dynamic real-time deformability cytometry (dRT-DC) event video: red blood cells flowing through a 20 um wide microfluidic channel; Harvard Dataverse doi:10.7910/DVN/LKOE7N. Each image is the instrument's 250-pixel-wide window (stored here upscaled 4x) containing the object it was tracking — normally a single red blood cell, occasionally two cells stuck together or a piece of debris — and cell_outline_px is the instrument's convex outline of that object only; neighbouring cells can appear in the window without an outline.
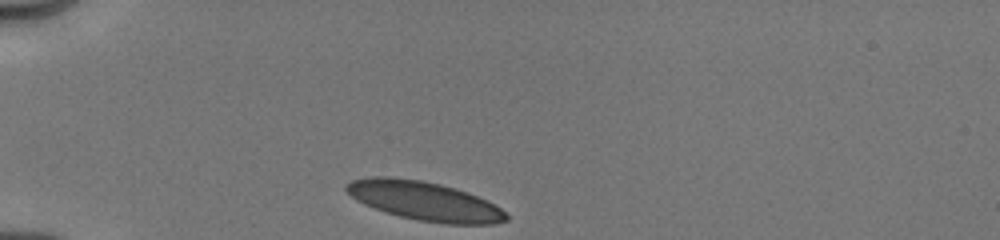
{"species": "human", "species_latin": "Homo sapiens", "temperature_condition": "cold", "stored_images_in_passage": 16, "camera_frame_rate_fps": 3000, "um_per_image_px": 0.085, "donor": {"sex": "male"}, "frame": {"image": 1, "passage_image": 1, "time_ms": 0.0, "image_size_px": [1000, 240], "cell_outline_px": [[508, 220], [492, 224], [448, 224], [416, 220], [384, 212], [364, 204], [356, 200], [344, 188], [344, 184], [352, 180], [372, 176], [388, 176], [420, 180], [440, 184], [476, 196], [500, 208], [508, 216]], "centroid_in_image_um": [36.02, 17.08], "position_along_channel_um": 49.0, "area_um2": 35.95}}
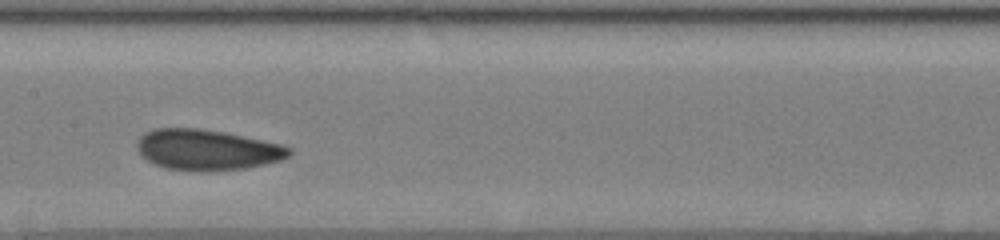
{"frame": {"image": 2, "passage_image": 10, "time_ms": 4.333, "image_size_px": [1000, 240], "cell_outline_px": [[292, 152], [288, 156], [280, 160], [264, 164], [244, 168], [164, 168], [148, 160], [136, 148], [136, 140], [144, 132], [156, 128], [200, 128], [224, 132], [280, 144], [292, 148]], "centroid_in_image_um": [17.58, 12.67], "position_along_channel_um": 189.8, "area_um2": 34.85}}
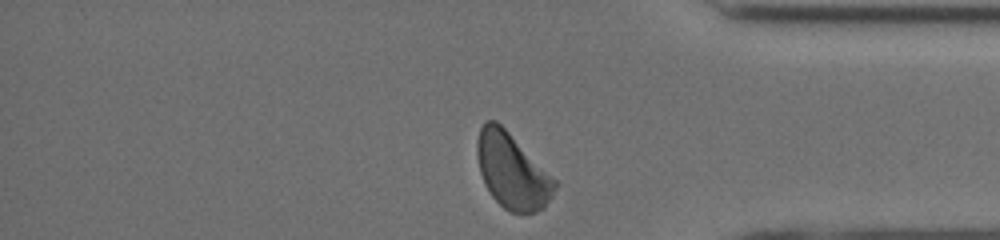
{"frame": {"image": 3, "passage_image": 16, "time_ms": 9.667, "image_size_px": [1000, 240], "cell_outline_px": [[556, 188], [552, 196], [544, 208], [536, 212], [524, 216], [512, 212], [504, 208], [492, 196], [484, 184], [480, 172], [476, 152], [476, 140], [480, 128], [488, 120], [496, 120], [556, 180]], "centroid_in_image_um": [43.52, 14.58], "position_along_channel_um": 391.7, "area_um2": 33.93}, "authors_computed_cell_mechanics": {"area_um2": 35.4314, "velocity_mm_per_s": 3.9763, "shape_relaxation_time_tau1_ms": 4.1306, "shape_relaxation_time_tau2_ms": 2.6046, "deformation_change_tau1": 0.1025, "deformation_change_tau2": 0.0728}}